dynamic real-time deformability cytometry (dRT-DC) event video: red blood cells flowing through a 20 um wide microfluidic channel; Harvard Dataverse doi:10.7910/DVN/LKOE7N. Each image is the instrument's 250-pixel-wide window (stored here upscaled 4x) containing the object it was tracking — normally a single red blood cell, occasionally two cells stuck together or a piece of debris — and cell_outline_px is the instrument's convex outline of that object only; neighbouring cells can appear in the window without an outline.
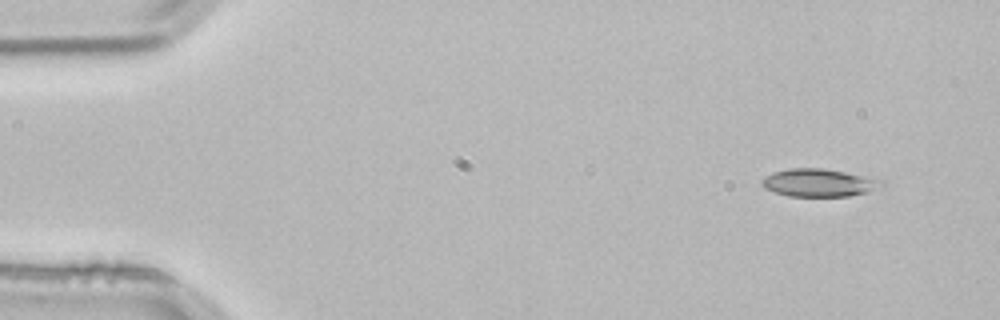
{"species": "common noctule bat (a hibernating species)", "species_latin": "Nyctalus noctula", "temperature_condition": "room temperature", "stored_images_in_passage": 3, "camera_frame_rate_fps": 3000, "um_per_image_px": 0.085, "animal": {"sex": "male", "body_mass_g": 21.5, "forearm_length_mm": 52.0}, "frame": {"image": 1, "passage_image": 1, "time_ms": 0.0, "image_size_px": [1000, 320], "cell_outline_px": [[888, 184], [868, 192], [848, 196], [788, 196], [764, 188], [760, 184], [760, 180], [764, 176], [772, 172], [788, 168], [820, 168], [868, 176], [884, 180]], "centroid_in_image_um": [69.62, 15.53], "position_along_channel_um": 15.4, "area_um2": 19.65}}
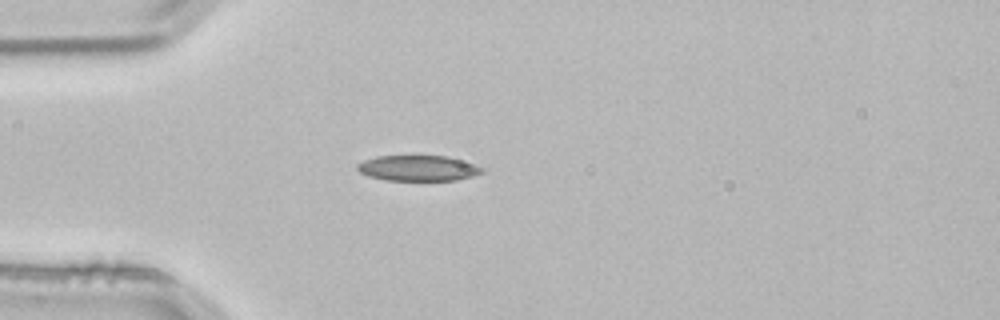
{"frame": {"image": 2, "passage_image": 3, "time_ms": 0.667, "image_size_px": [1000, 320], "cell_outline_px": [[484, 172], [472, 176], [456, 180], [384, 180], [368, 176], [360, 172], [356, 168], [356, 164], [364, 160], [376, 156], [448, 156], [484, 168]], "centroid_in_image_um": [35.5, 14.29], "position_along_channel_um": 49.5, "area_um2": 18.5}}